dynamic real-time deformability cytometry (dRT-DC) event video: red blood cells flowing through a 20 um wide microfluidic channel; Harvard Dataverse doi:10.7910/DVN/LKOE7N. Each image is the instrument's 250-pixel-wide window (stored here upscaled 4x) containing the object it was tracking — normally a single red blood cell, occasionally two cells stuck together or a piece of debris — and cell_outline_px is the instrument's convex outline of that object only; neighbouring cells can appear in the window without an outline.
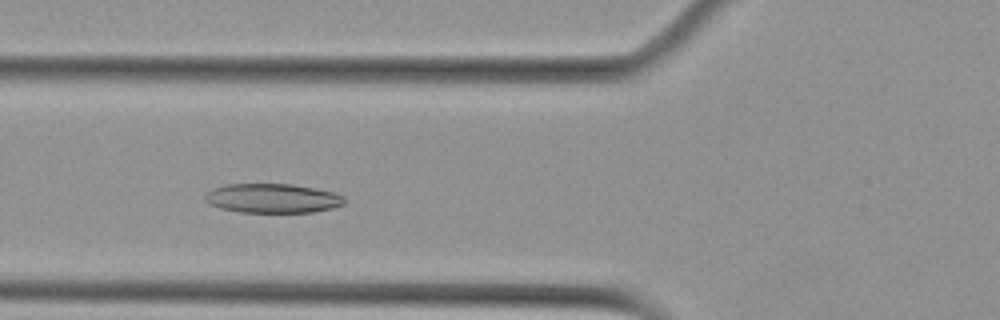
{"species": "Egyptian fruit bat (a non-hibernating species)", "species_latin": "Rousettus aegyptiacus", "temperature_condition": "cold", "stored_images_in_passage": 44, "camera_frame_rate_fps": 3000, "um_per_image_px": 0.085, "animal": {"sex": "female"}, "frame": {"image": 1, "passage_image": 9, "time_ms": 2.667, "image_size_px": [1000, 320], "cell_outline_px": [[344, 204], [332, 208], [312, 212], [240, 212], [220, 208], [208, 204], [204, 200], [204, 196], [212, 188], [224, 184], [292, 184], [316, 188], [332, 192], [344, 196]], "centroid_in_image_um": [23.13, 16.85], "position_along_channel_um": 102.7, "area_um2": 23.87}}
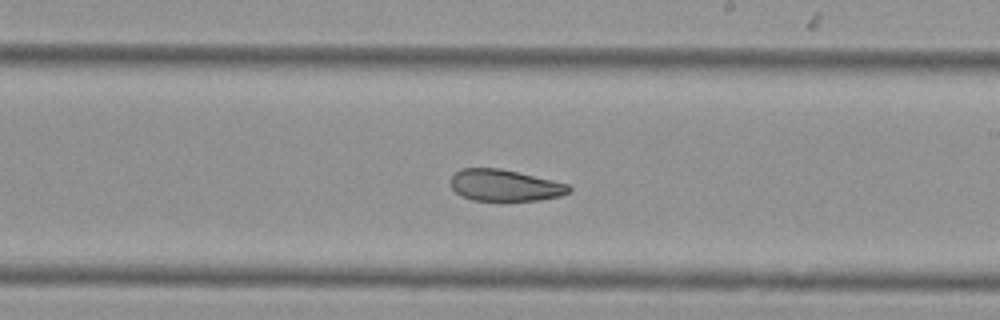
{"frame": {"image": 2, "passage_image": 21, "time_ms": 6.667, "image_size_px": [1000, 320], "cell_outline_px": [[572, 188], [568, 192], [560, 196], [540, 200], [472, 200], [456, 192], [452, 188], [452, 176], [460, 168], [500, 168], [568, 184]], "centroid_in_image_um": [42.91, 15.75], "position_along_channel_um": 246.1, "area_um2": 21.39}}
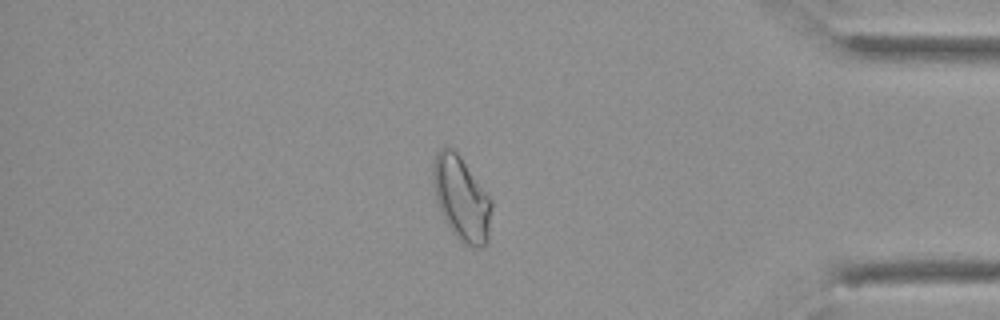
{"frame": {"image": 3, "passage_image": 36, "time_ms": 11.667, "image_size_px": [1000, 320], "cell_outline_px": [[492, 204], [488, 240], [484, 248], [480, 248], [468, 244], [460, 240], [452, 232], [440, 212], [436, 200], [432, 180], [432, 172], [436, 152], [440, 148], [452, 148], [460, 156], [492, 200]], "centroid_in_image_um": [39.22, 16.88], "position_along_channel_um": 396.0, "area_um2": 28.5}, "authors_computed_cell_mechanics": {"area_um2": 24.3916, "velocity_mm_per_s": 3.5985, "shape_relaxation_time_tau1_ms": null, "shape_relaxation_time_tau2_ms": 2.9988, "deformation_change_tau1": null, "deformation_change_tau2": 0.0926}}